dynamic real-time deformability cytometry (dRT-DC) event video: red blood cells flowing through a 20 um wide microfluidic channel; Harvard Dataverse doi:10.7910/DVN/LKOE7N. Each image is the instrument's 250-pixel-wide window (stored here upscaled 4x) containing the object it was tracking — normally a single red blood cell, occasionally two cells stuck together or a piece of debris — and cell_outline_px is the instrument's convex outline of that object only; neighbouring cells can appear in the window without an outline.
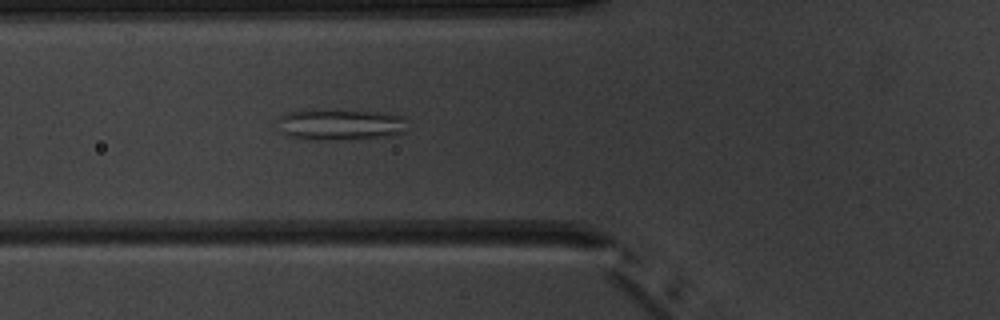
{"species": "common noctule bat (a hibernating species)", "species_latin": "Nyctalus noctula", "temperature_condition": "warm", "stored_images_in_passage": 2, "camera_frame_rate_fps": 3000, "um_per_image_px": 0.085, "animal": {"sex": "male", "body_mass_g": 20.1, "forearm_length_mm": 53.5}, "frame": {"image": 1, "passage_image": 2, "time_ms": 1.0, "image_size_px": [1000, 320], "cell_outline_px": [[404, 132], [392, 136], [348, 140], [312, 140], [288, 136], [280, 132], [276, 120], [280, 116], [288, 112], [324, 108], [380, 112], [404, 116]], "centroid_in_image_um": [28.87, 10.58], "position_along_channel_um": 96.9, "area_um2": 24.33}}